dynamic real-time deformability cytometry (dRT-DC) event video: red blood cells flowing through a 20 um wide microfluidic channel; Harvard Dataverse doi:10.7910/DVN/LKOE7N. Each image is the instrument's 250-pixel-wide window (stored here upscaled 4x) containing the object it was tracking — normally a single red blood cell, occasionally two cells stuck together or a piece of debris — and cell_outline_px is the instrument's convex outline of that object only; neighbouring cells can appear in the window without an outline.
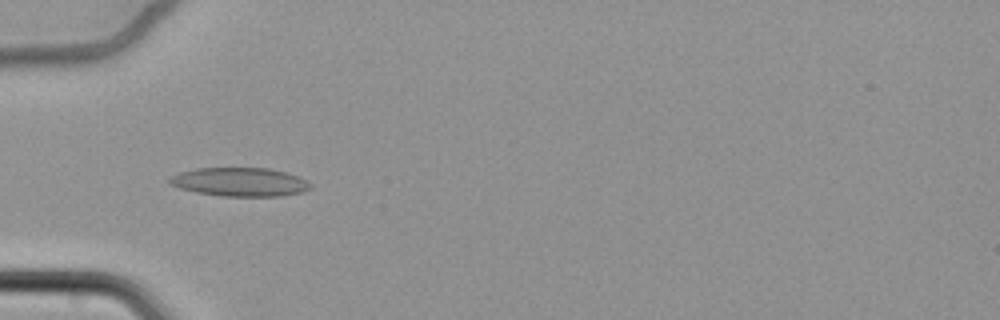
{"species": "common noctule bat (a hibernating species)", "species_latin": "Nyctalus noctula", "temperature_condition": "cold", "stored_images_in_passage": 58, "camera_frame_rate_fps": 3000, "um_per_image_px": 0.085, "animal": {"sex": "female", "body_mass_g": 22.7, "forearm_length_mm": 54.2}, "frame": {"image": 1, "passage_image": 17, "time_ms": 5.333, "image_size_px": [1000, 320], "cell_outline_px": [[312, 188], [304, 192], [280, 196], [220, 196], [196, 192], [180, 188], [168, 184], [168, 180], [172, 176], [180, 172], [196, 168], [268, 168], [284, 172], [296, 176], [312, 184]], "centroid_in_image_um": [20.38, 15.47], "position_along_channel_um": 64.6, "area_um2": 23.52}}
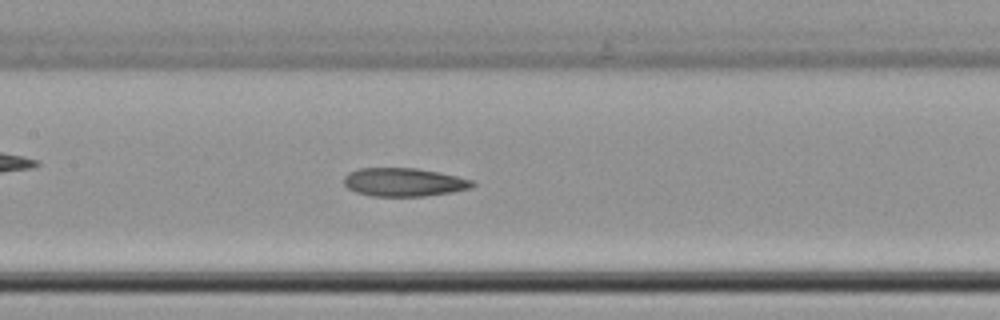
{"frame": {"image": 2, "passage_image": 27, "time_ms": 8.667, "image_size_px": [1000, 320], "cell_outline_px": [[476, 184], [472, 188], [452, 192], [424, 196], [372, 196], [356, 192], [348, 188], [344, 184], [344, 176], [348, 172], [360, 168], [416, 168], [440, 172], [472, 180]], "centroid_in_image_um": [34.33, 15.48], "position_along_channel_um": 173.1, "area_um2": 21.33}}
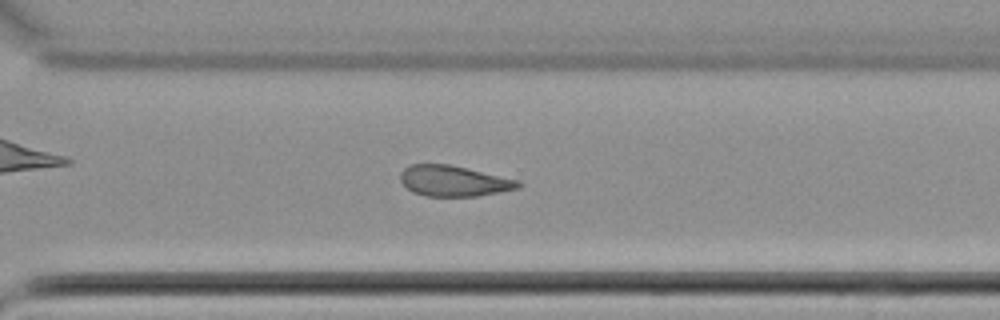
{"frame": {"image": 3, "passage_image": 41, "time_ms": 13.333, "image_size_px": [1000, 320], "cell_outline_px": [[524, 184], [520, 188], [500, 192], [476, 196], [424, 196], [412, 192], [400, 180], [400, 172], [408, 164], [448, 164], [520, 180]], "centroid_in_image_um": [38.58, 15.38], "position_along_channel_um": 332.0, "area_um2": 21.21}}